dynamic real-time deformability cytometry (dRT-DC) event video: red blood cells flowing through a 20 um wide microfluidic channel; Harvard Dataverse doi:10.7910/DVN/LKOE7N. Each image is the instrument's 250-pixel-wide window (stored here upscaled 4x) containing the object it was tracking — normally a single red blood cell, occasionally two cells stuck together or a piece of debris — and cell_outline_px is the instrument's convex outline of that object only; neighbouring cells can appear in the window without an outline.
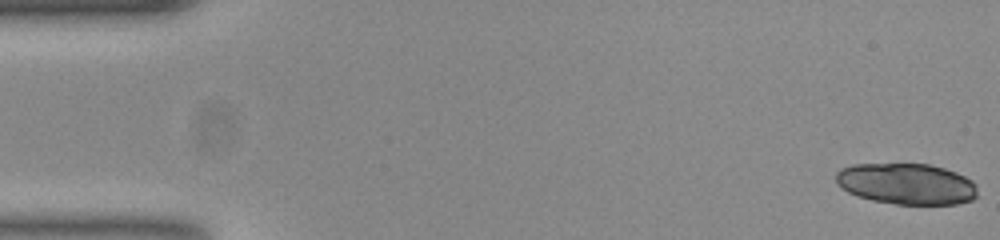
{"species": "common noctule bat (a hibernating species)", "species_latin": "Nyctalus noctula", "temperature_condition": "room temperature", "stored_images_in_passage": 54, "camera_frame_rate_fps": 3000, "um_per_image_px": 0.085, "animal": {"sex": "female", "body_mass_g": 23.0, "forearm_length_mm": 53.4}, "frame": {"image": 1, "passage_image": 1, "time_ms": 0.0, "image_size_px": [1000, 240], "cell_outline_px": [[976, 196], [972, 200], [956, 204], [896, 204], [872, 200], [848, 192], [836, 184], [836, 172], [840, 168], [852, 164], [928, 164], [944, 168], [956, 172], [972, 180], [976, 184]], "centroid_in_image_um": [77.04, 15.62], "position_along_channel_um": 8.0, "area_um2": 33.93}}
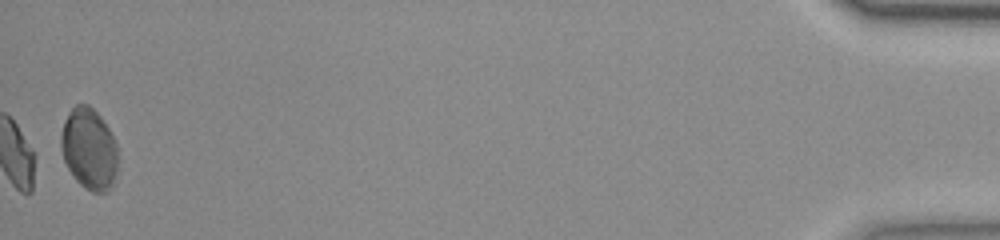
{"frame": {"image": 2, "passage_image": 54, "time_ms": 17.667, "image_size_px": [1000, 240], "cell_outline_px": [[120, 156], [112, 188], [108, 192], [92, 192], [84, 188], [76, 180], [68, 168], [64, 160], [60, 148], [60, 136], [64, 120], [68, 112], [76, 104], [88, 104], [100, 116], [116, 140]], "centroid_in_image_um": [7.6, 12.67], "position_along_channel_um": 427.6, "area_um2": 27.57}, "authors_computed_cell_mechanics": {"area_um2": 16.6464, "velocity_mm_per_s": 3.7586, "shape_relaxation_time_tau1_ms": 3.7732, "shape_relaxation_time_tau2_ms": 1.2544, "deformation_change_tau1": 0.1364, "deformation_change_tau2": 0.0341}}